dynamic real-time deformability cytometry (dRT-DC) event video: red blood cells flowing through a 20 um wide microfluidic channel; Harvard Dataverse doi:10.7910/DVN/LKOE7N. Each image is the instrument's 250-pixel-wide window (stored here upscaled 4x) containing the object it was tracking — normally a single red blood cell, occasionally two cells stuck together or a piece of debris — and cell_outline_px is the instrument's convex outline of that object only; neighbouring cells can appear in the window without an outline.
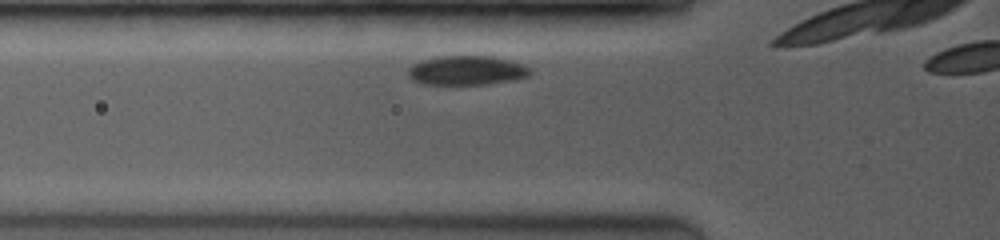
{"species": "common noctule bat (a hibernating species)", "species_latin": "Nyctalus noctula", "temperature_condition": "room temperature", "stored_images_in_passage": 5, "camera_frame_rate_fps": 3500, "um_per_image_px": 0.085, "animal": {"sex": "female", "body_mass_g": 19.0, "forearm_length_mm": 53.3}, "frame": {"image": 1, "passage_image": 3, "time_ms": 1.143, "image_size_px": [1000, 240], "cell_outline_px": [[532, 72], [528, 76], [516, 80], [484, 84], [424, 84], [412, 80], [408, 76], [408, 68], [412, 64], [424, 60], [440, 56], [492, 56], [524, 64], [532, 68]], "centroid_in_image_um": [39.7, 5.99], "position_along_channel_um": 86.1, "area_um2": 20.92}}